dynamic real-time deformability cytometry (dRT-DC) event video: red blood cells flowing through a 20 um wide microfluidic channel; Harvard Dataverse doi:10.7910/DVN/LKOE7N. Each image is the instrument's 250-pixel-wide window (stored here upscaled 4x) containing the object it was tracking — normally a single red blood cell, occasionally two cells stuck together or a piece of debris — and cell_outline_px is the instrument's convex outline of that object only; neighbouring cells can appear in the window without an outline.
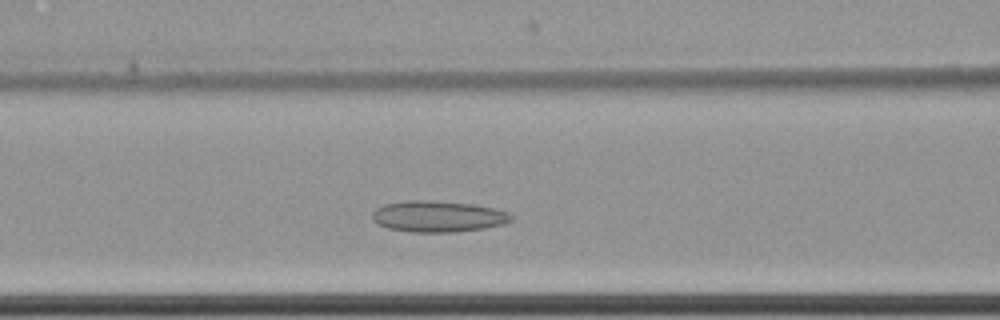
{"species": "common noctule bat (a hibernating species)", "species_latin": "Nyctalus noctula", "temperature_condition": "cold", "stored_images_in_passage": 37, "camera_frame_rate_fps": 3000, "um_per_image_px": 0.085, "animal": {"sex": "female", "body_mass_g": 22.7, "forearm_length_mm": 54.2}, "frame": {"image": 1, "passage_image": 10, "time_ms": 3.0, "image_size_px": [1000, 320], "cell_outline_px": [[512, 220], [504, 224], [484, 228], [456, 232], [412, 232], [388, 228], [376, 224], [372, 220], [372, 212], [376, 208], [384, 204], [408, 200], [428, 200], [472, 204], [492, 208], [508, 212], [512, 216]], "centroid_in_image_um": [37.19, 18.4], "position_along_channel_um": 129.4, "area_um2": 25.32}}
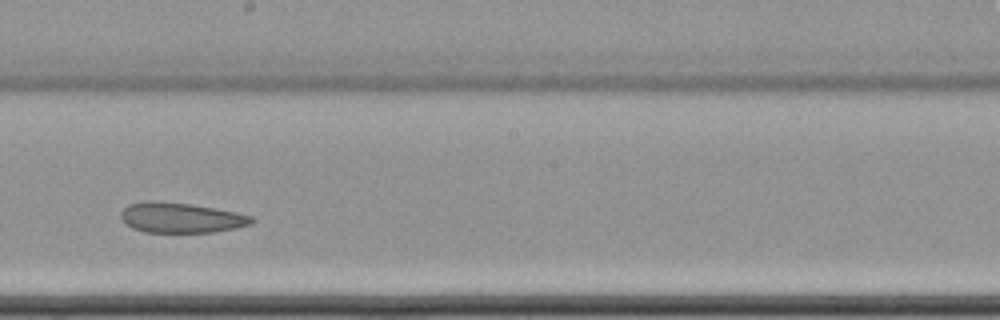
{"frame": {"image": 2, "passage_image": 19, "time_ms": 6.0, "image_size_px": [1000, 320], "cell_outline_px": [[256, 220], [252, 224], [236, 228], [212, 232], [144, 232], [132, 228], [124, 224], [120, 216], [120, 212], [128, 204], [144, 200], [152, 200], [192, 204], [216, 208], [236, 212], [252, 216]], "centroid_in_image_um": [15.36, 18.49], "position_along_channel_um": 232.8, "area_um2": 23.35}}
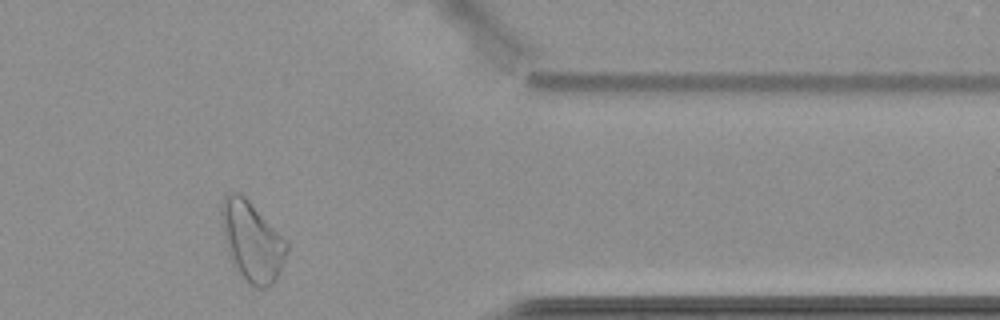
{"frame": {"image": 3, "passage_image": 34, "time_ms": 11.0, "image_size_px": [1000, 320], "cell_outline_px": [[288, 248], [284, 260], [276, 280], [272, 284], [264, 288], [256, 288], [248, 284], [232, 264], [228, 252], [224, 236], [220, 212], [220, 208], [224, 196], [228, 192], [240, 192], [288, 240]], "centroid_in_image_um": [21.42, 20.51], "position_along_channel_um": 390.0, "area_um2": 30.46}, "authors_computed_cell_mechanics": {"area_um2": 24.854, "velocity_mm_per_s": 3.4586, "shape_relaxation_time_tau1_ms": null, "shape_relaxation_time_tau2_ms": 7.2199, "deformation_change_tau1": null, "deformation_change_tau2": 0.1422}}